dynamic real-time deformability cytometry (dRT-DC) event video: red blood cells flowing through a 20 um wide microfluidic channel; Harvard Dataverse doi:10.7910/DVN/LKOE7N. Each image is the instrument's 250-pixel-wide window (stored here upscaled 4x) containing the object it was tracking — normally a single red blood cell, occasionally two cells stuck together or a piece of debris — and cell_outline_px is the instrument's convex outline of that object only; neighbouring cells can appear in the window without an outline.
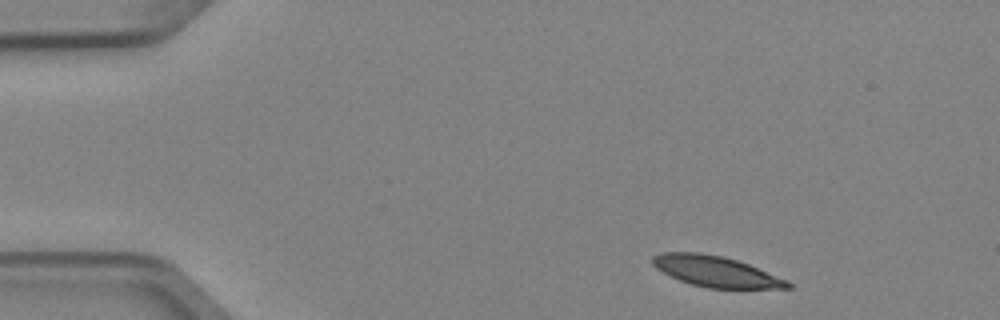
{"species": "Egyptian fruit bat (a non-hibernating species)", "species_latin": "Rousettus aegyptiacus", "temperature_condition": "cold", "stored_images_in_passage": 4, "camera_frame_rate_fps": 3000, "um_per_image_px": 0.085, "animal": {"sex": "female"}, "frame": {"image": 1, "passage_image": 1, "time_ms": 0.0, "image_size_px": [1000, 320], "cell_outline_px": [[792, 288], [708, 288], [692, 284], [680, 280], [656, 268], [652, 264], [652, 256], [660, 252], [700, 252], [724, 256], [748, 264], [788, 280], [792, 284]], "centroid_in_image_um": [60.84, 23.06], "position_along_channel_um": 24.2, "area_um2": 24.1}}
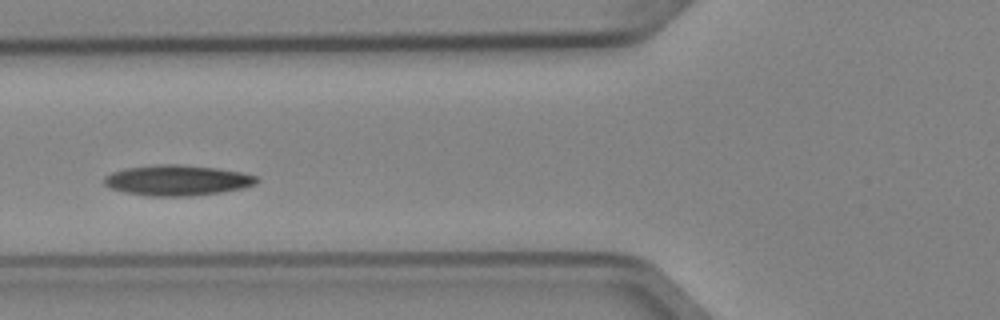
{"frame": {"image": 2, "passage_image": 4, "time_ms": 1.0, "image_size_px": [1000, 320], "cell_outline_px": [[260, 180], [256, 184], [244, 188], [220, 192], [192, 196], [148, 196], [124, 192], [112, 188], [104, 184], [104, 176], [112, 172], [124, 168], [156, 164], [180, 164], [216, 168], [240, 172], [256, 176]], "centroid_in_image_um": [15.06, 15.32], "position_along_channel_um": 110.7, "area_um2": 27.22}}